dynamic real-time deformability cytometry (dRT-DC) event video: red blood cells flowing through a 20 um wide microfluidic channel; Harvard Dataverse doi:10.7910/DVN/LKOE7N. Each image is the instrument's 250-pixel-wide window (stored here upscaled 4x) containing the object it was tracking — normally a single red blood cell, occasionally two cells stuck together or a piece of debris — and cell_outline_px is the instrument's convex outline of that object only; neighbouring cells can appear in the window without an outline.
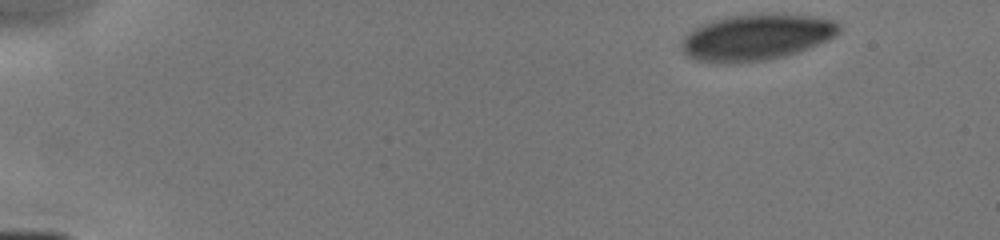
{"species": "human", "species_latin": "Homo sapiens", "temperature_condition": "cold", "stored_images_in_passage": 6, "camera_frame_rate_fps": 3000, "um_per_image_px": 0.085, "donor": {"sex": "male"}, "frame": {"image": 1, "passage_image": 1, "time_ms": 0.0, "image_size_px": [1000, 240], "cell_outline_px": [[840, 32], [828, 40], [808, 48], [784, 56], [764, 60], [732, 64], [716, 64], [696, 60], [688, 56], [684, 52], [680, 44], [684, 36], [688, 32], [700, 24], [712, 20], [728, 16], [756, 12], [812, 16], [832, 20], [840, 24]], "centroid_in_image_um": [64.25, 3.16], "position_along_channel_um": 20.8, "area_um2": 42.95}}
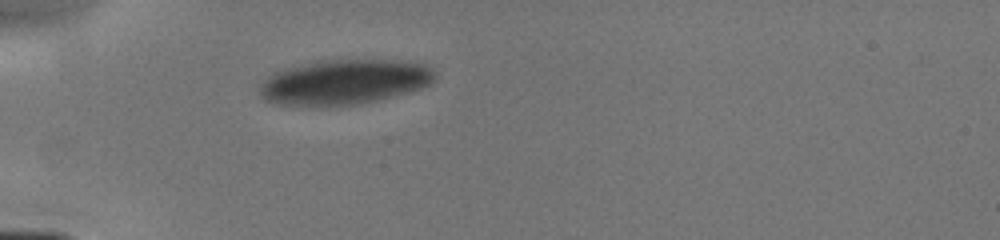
{"frame": {"image": 2, "passage_image": 6, "time_ms": 3.333, "image_size_px": [1000, 240], "cell_outline_px": [[436, 80], [420, 88], [408, 92], [360, 104], [280, 104], [264, 100], [260, 96], [260, 84], [272, 72], [280, 68], [320, 60], [396, 60], [424, 64], [432, 68], [436, 76]], "centroid_in_image_um": [29.25, 6.93], "position_along_channel_um": 55.7, "area_um2": 45.55}}